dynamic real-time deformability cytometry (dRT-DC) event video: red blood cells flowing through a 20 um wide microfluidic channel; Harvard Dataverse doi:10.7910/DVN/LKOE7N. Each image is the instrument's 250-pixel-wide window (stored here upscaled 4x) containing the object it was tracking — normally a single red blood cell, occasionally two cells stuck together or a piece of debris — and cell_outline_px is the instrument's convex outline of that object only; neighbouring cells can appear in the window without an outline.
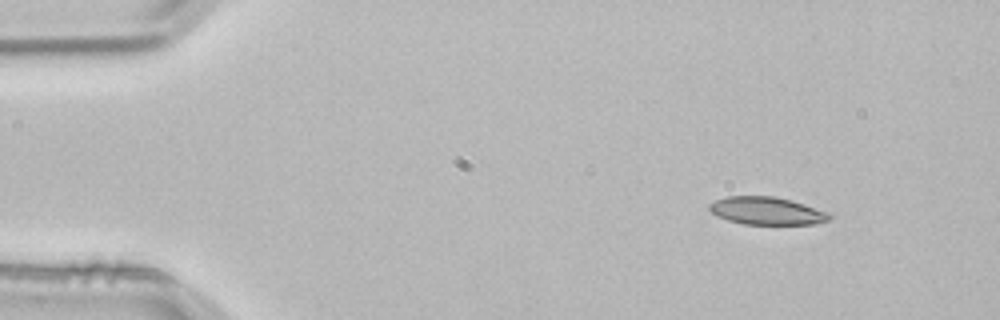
{"species": "common noctule bat (a hibernating species)", "species_latin": "Nyctalus noctula", "temperature_condition": "room temperature", "stored_images_in_passage": 3, "camera_frame_rate_fps": 3000, "um_per_image_px": 0.085, "animal": {"sex": "male", "body_mass_g": 21.5, "forearm_length_mm": 52.0}, "frame": {"image": 1, "passage_image": 1, "time_ms": 0.0, "image_size_px": [1000, 320], "cell_outline_px": [[832, 216], [828, 220], [812, 224], [744, 224], [728, 220], [716, 216], [708, 208], [708, 204], [724, 196], [772, 196], [792, 200], [828, 212]], "centroid_in_image_um": [65.14, 17.91], "position_along_channel_um": 19.9, "area_um2": 19.36}}
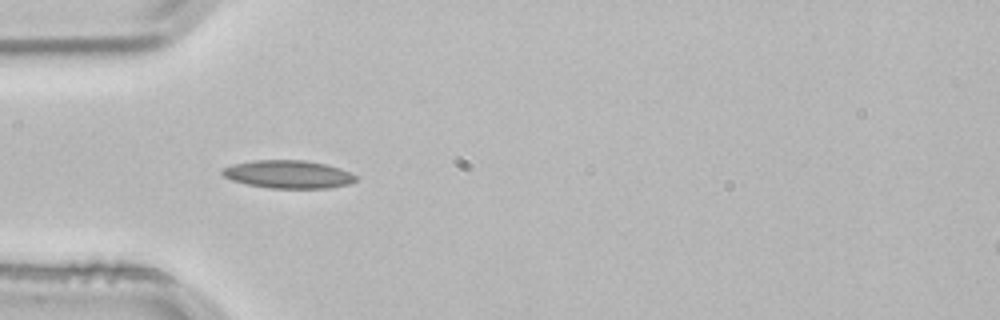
{"frame": {"image": 2, "passage_image": 3, "time_ms": 0.667, "image_size_px": [1000, 320], "cell_outline_px": [[356, 180], [348, 184], [328, 188], [268, 188], [248, 184], [232, 180], [224, 176], [220, 172], [220, 168], [232, 164], [252, 160], [304, 160], [324, 164], [340, 168], [356, 176]], "centroid_in_image_um": [24.44, 14.81], "position_along_channel_um": 60.6, "area_um2": 21.73}}